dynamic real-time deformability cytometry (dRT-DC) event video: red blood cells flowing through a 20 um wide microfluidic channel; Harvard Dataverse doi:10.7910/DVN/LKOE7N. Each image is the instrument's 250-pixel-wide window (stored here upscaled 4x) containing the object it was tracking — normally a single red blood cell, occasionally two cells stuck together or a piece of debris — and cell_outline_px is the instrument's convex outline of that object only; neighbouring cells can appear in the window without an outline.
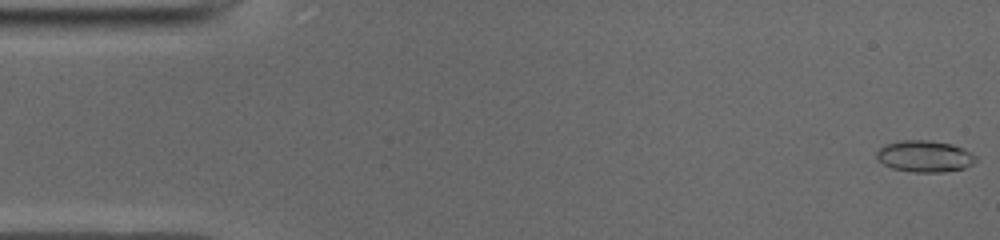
{"species": "common noctule bat (a hibernating species)", "species_latin": "Nyctalus noctula", "temperature_condition": "cold", "stored_images_in_passage": 12, "camera_frame_rate_fps": 3000, "um_per_image_px": 0.085, "animal": {"sex": "male", "body_mass_g": 19.0, "forearm_length_mm": 50.8}, "frame": {"image": 1, "passage_image": 1, "time_ms": 0.0, "image_size_px": [1000, 240], "cell_outline_px": [[976, 160], [972, 164], [964, 168], [940, 172], [912, 172], [892, 168], [884, 164], [876, 156], [876, 152], [880, 148], [888, 144], [900, 140], [928, 140], [952, 144], [964, 148], [976, 156]], "centroid_in_image_um": [78.61, 13.28], "position_along_channel_um": 6.4, "area_um2": 18.09}}